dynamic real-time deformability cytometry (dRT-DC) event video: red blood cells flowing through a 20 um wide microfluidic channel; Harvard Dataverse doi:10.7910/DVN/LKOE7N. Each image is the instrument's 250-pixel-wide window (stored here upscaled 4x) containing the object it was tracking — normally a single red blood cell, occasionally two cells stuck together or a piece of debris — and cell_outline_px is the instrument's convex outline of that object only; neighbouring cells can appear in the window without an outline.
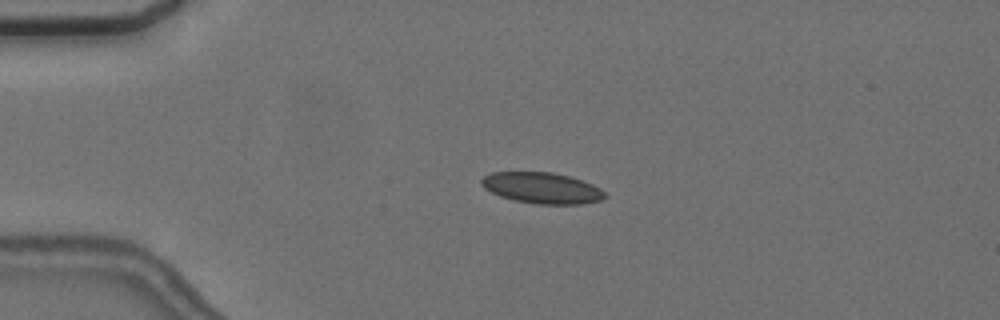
{"species": "common noctule bat (a hibernating species)", "species_latin": "Nyctalus noctula", "temperature_condition": "cold", "stored_images_in_passage": 5, "camera_frame_rate_fps": 3000, "um_per_image_px": 0.085, "animal": {"sex": "female", "body_mass_g": 24.6, "forearm_length_mm": 56.2}, "frame": {"image": 1, "passage_image": 3, "time_ms": 2.667, "image_size_px": [1000, 320], "cell_outline_px": [[608, 196], [604, 200], [580, 204], [536, 204], [516, 200], [500, 196], [484, 188], [480, 184], [480, 180], [484, 176], [492, 172], [552, 172], [568, 176], [592, 184], [600, 188]], "centroid_in_image_um": [46.08, 15.98], "position_along_channel_um": 38.9, "area_um2": 22.31}}